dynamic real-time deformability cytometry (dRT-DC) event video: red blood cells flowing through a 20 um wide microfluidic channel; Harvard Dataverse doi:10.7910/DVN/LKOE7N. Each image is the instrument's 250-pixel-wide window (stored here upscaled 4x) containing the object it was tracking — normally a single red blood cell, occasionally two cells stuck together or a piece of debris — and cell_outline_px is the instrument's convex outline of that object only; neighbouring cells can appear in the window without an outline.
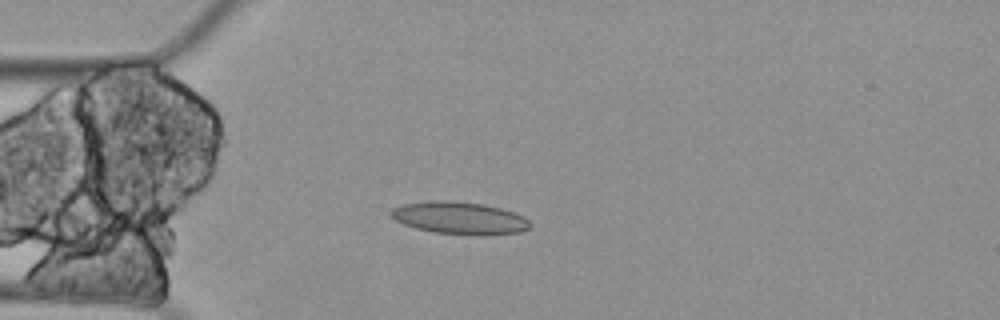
{"species": "Egyptian fruit bat (a non-hibernating species)", "species_latin": "Rousettus aegyptiacus", "temperature_condition": "cold", "stored_images_in_passage": 9, "camera_frame_rate_fps": 3000, "um_per_image_px": 0.085, "animal": {"sex": "female"}, "frame": {"image": 1, "passage_image": 2, "time_ms": 0.333, "image_size_px": [1000, 320], "cell_outline_px": [[532, 224], [528, 228], [520, 232], [436, 232], [416, 228], [404, 224], [396, 220], [388, 212], [392, 208], [404, 204], [432, 200], [452, 200], [484, 204], [500, 208], [524, 216]], "centroid_in_image_um": [38.99, 18.46], "position_along_channel_um": 46.0, "area_um2": 25.09}}
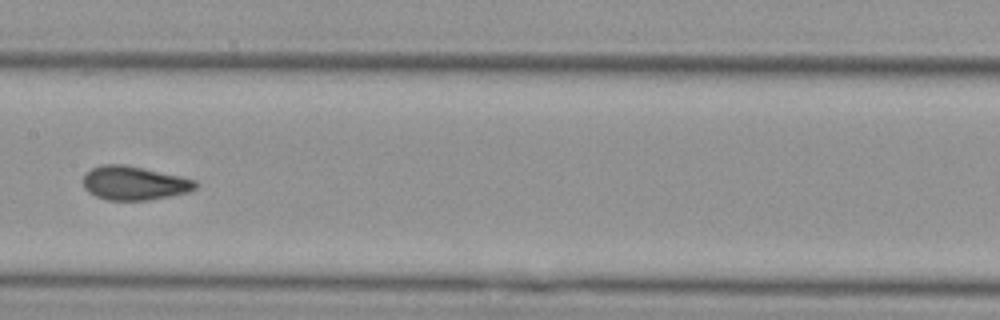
{"frame": {"image": 2, "passage_image": 6, "time_ms": 1.667, "image_size_px": [1000, 320], "cell_outline_px": [[196, 188], [188, 192], [148, 200], [108, 200], [96, 196], [88, 192], [84, 188], [84, 176], [92, 168], [100, 164], [124, 164], [180, 176], [196, 180]], "centroid_in_image_um": [11.39, 15.56], "position_along_channel_um": 196.0, "area_um2": 21.96}}
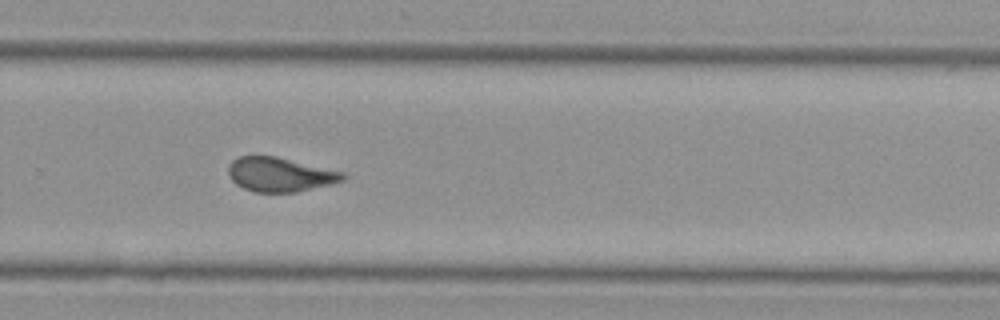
{"frame": {"image": 3, "passage_image": 9, "time_ms": 2.667, "image_size_px": [1000, 320], "cell_outline_px": [[348, 176], [344, 180], [332, 184], [296, 192], [256, 192], [244, 188], [236, 184], [228, 176], [228, 168], [232, 160], [240, 156], [276, 156], [344, 172]], "centroid_in_image_um": [23.81, 14.83], "position_along_channel_um": 306.0, "area_um2": 22.89}}